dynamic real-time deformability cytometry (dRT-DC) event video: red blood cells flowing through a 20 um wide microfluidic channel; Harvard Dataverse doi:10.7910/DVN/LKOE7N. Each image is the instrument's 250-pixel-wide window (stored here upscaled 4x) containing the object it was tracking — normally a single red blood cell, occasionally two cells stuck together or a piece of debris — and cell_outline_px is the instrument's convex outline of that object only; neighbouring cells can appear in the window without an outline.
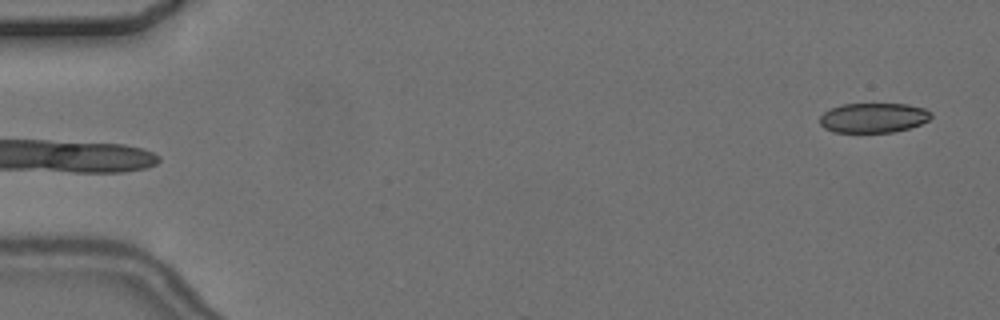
{"species": "common noctule bat (a hibernating species)", "species_latin": "Nyctalus noctula", "temperature_condition": "cold", "stored_images_in_passage": 5, "camera_frame_rate_fps": 3000, "um_per_image_px": 0.085, "animal": {"sex": "female", "body_mass_g": 24.6, "forearm_length_mm": 56.2}, "frame": {"image": 1, "passage_image": 5, "time_ms": 4.667, "image_size_px": [1000, 320], "cell_outline_px": [[932, 116], [928, 120], [920, 124], [908, 128], [892, 132], [832, 132], [824, 128], [820, 124], [820, 116], [824, 112], [832, 108], [844, 104], [908, 104], [924, 108], [932, 112]], "centroid_in_image_um": [74.24, 10.01], "position_along_channel_um": 10.8, "area_um2": 19.25}}